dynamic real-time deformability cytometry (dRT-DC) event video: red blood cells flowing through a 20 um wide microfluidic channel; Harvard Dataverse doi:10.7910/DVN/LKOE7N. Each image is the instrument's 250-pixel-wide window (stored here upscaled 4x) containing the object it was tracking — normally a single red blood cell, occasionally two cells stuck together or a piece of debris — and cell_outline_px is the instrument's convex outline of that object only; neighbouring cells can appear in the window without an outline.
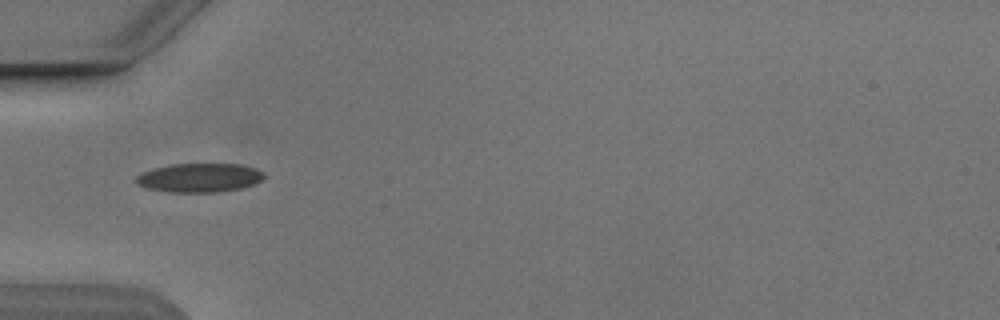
{"species": "Egyptian fruit bat (a non-hibernating species)", "species_latin": "Rousettus aegyptiacus", "temperature_condition": "cold", "stored_images_in_passage": 6, "camera_frame_rate_fps": 3000, "um_per_image_px": 0.085, "animal": {"sex": "male"}, "frame": {"image": 1, "passage_image": 5, "time_ms": 5.667, "image_size_px": [1000, 320], "cell_outline_px": [[264, 176], [260, 180], [252, 184], [240, 188], [216, 192], [168, 192], [148, 188], [136, 184], [136, 176], [152, 168], [172, 164], [240, 164], [256, 168], [264, 172]], "centroid_in_image_um": [16.93, 15.1], "position_along_channel_um": 68.1, "area_um2": 21.44}}